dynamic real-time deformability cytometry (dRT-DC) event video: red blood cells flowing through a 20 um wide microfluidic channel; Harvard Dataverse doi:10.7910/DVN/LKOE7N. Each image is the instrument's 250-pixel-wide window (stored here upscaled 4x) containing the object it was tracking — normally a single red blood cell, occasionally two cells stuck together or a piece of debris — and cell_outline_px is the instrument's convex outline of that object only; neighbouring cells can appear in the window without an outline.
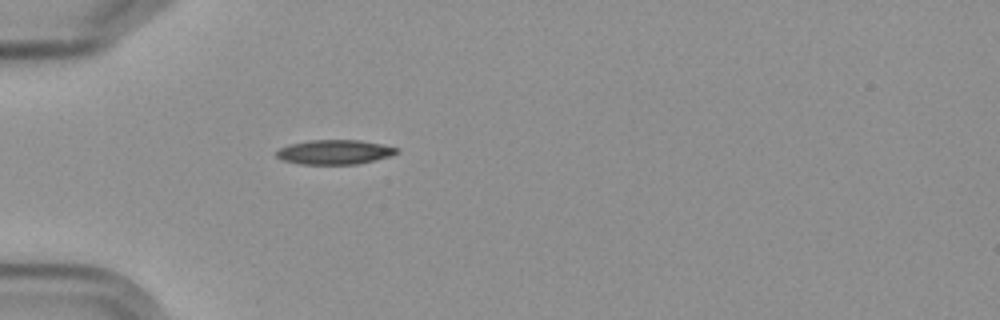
{"species": "Egyptian fruit bat (a non-hibernating species)", "species_latin": "Rousettus aegyptiacus", "temperature_condition": "cold", "stored_images_in_passage": 1, "camera_frame_rate_fps": 3000, "um_per_image_px": 0.085, "frame": {"image": 1, "passage_image": 1, "time_ms": 0.0, "image_size_px": [1000, 320], "cell_outline_px": [[400, 148], [396, 152], [388, 156], [356, 164], [300, 164], [280, 160], [276, 156], [276, 152], [280, 148], [292, 144], [312, 140], [360, 140]], "centroid_in_image_um": [28.39, 12.93], "position_along_channel_um": 56.6, "area_um2": 16.88}}